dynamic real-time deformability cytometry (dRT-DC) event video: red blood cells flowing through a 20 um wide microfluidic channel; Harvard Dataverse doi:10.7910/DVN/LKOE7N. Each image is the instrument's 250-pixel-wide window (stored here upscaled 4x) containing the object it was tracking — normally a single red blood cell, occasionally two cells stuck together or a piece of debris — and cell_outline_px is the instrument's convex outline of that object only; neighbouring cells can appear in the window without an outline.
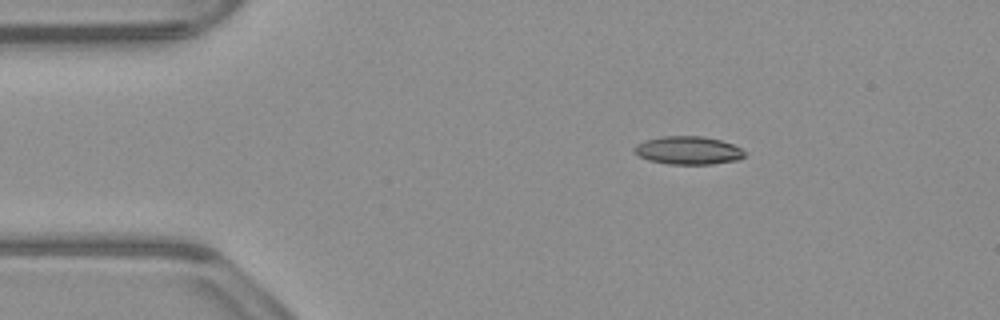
{"species": "common noctule bat (a hibernating species)", "species_latin": "Nyctalus noctula", "temperature_condition": "warm", "stored_images_in_passage": 45, "camera_frame_rate_fps": 3000, "um_per_image_px": 0.085, "animal": {"sex": "male", "body_mass_g": 23.1, "forearm_length_mm": 52.7}, "frame": {"image": 1, "passage_image": 1, "time_ms": 0.0, "image_size_px": [1000, 320], "cell_outline_px": [[748, 152], [744, 156], [736, 160], [712, 164], [668, 164], [648, 160], [632, 152], [632, 148], [636, 144], [644, 140], [660, 136], [704, 136], [720, 140], [732, 144]], "centroid_in_image_um": [58.46, 12.77], "position_along_channel_um": 26.5, "area_um2": 18.26}}
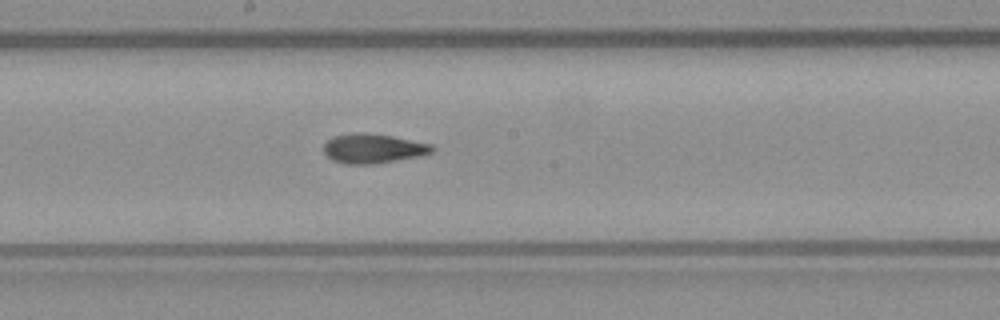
{"frame": {"image": 2, "passage_image": 20, "time_ms": 6.333, "image_size_px": [1000, 320], "cell_outline_px": [[436, 148], [432, 152], [420, 156], [372, 164], [344, 164], [332, 160], [324, 152], [324, 144], [332, 136], [352, 132], [364, 132], [392, 136], [432, 144]], "centroid_in_image_um": [31.7, 12.61], "position_along_channel_um": 216.5, "area_um2": 18.73}}
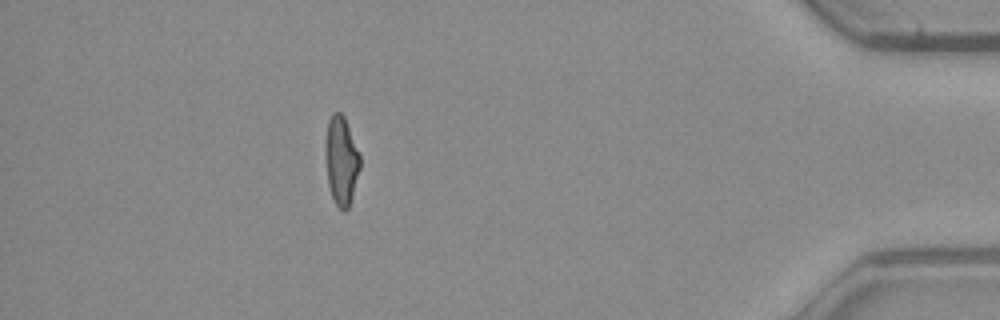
{"frame": {"image": 3, "passage_image": 39, "time_ms": 12.667, "image_size_px": [1000, 320], "cell_outline_px": [[360, 168], [352, 196], [348, 208], [344, 212], [336, 204], [332, 196], [328, 184], [324, 148], [324, 140], [328, 120], [332, 112], [340, 112], [344, 116], [360, 156]], "centroid_in_image_um": [28.98, 13.61], "position_along_channel_um": 406.2, "area_um2": 17.92}, "authors_computed_cell_mechanics": {"area_um2": 18.3226, "velocity_mm_per_s": 3.917, "shape_relaxation_time_tau1_ms": 6.7882, "shape_relaxation_time_tau2_ms": 2.5026, "deformation_change_tau1": 0.2025, "deformation_change_tau2": 0.1105}}